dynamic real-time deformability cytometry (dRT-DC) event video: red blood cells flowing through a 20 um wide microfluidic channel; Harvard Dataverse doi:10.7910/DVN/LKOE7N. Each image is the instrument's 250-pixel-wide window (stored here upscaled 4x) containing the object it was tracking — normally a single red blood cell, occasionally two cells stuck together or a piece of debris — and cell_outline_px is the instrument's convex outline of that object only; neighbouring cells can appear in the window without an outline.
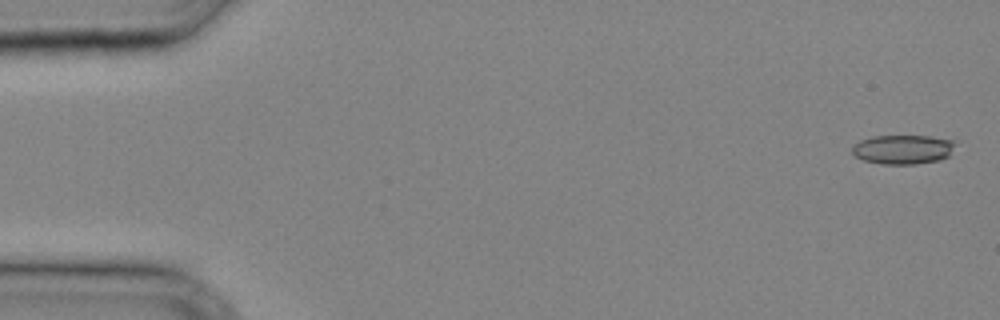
{"species": "common noctule bat (a hibernating species)", "species_latin": "Nyctalus noctula", "temperature_condition": "cold", "stored_images_in_passage": 34, "camera_frame_rate_fps": 3000, "um_per_image_px": 0.085, "animal": {"sex": "male", "body_mass_g": 20.4}, "frame": {"image": 1, "passage_image": 1, "time_ms": 0.0, "image_size_px": [1000, 320], "cell_outline_px": [[956, 140], [948, 156], [940, 160], [916, 164], [880, 164], [864, 160], [856, 156], [852, 152], [852, 144], [860, 140], [872, 136], [932, 136]], "centroid_in_image_um": [76.73, 12.69], "position_along_channel_um": 8.3, "area_um2": 17.69}}
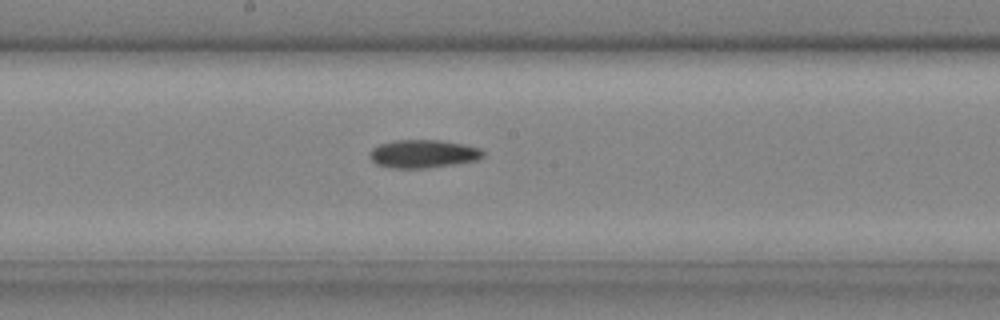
{"frame": {"image": 2, "passage_image": 19, "time_ms": 6.0, "image_size_px": [1000, 320], "cell_outline_px": [[484, 156], [476, 160], [428, 168], [388, 168], [376, 164], [368, 156], [368, 152], [372, 148], [380, 144], [396, 140], [440, 140], [480, 148], [484, 152]], "centroid_in_image_um": [35.91, 13.08], "position_along_channel_um": 212.3, "area_um2": 18.55}}
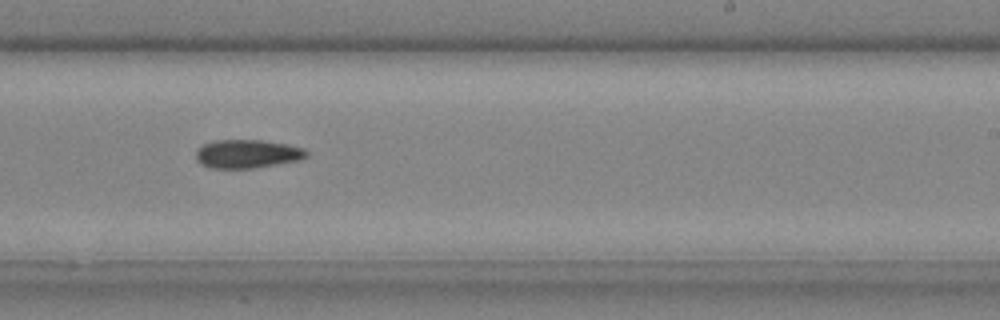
{"frame": {"image": 3, "passage_image": 22, "time_ms": 7.0, "image_size_px": [1000, 320], "cell_outline_px": [[308, 156], [300, 160], [252, 168], [212, 168], [200, 164], [196, 160], [196, 152], [204, 144], [216, 140], [264, 140], [288, 144], [304, 148], [308, 152]], "centroid_in_image_um": [21.04, 13.07], "position_along_channel_um": 268.0, "area_um2": 18.38}}